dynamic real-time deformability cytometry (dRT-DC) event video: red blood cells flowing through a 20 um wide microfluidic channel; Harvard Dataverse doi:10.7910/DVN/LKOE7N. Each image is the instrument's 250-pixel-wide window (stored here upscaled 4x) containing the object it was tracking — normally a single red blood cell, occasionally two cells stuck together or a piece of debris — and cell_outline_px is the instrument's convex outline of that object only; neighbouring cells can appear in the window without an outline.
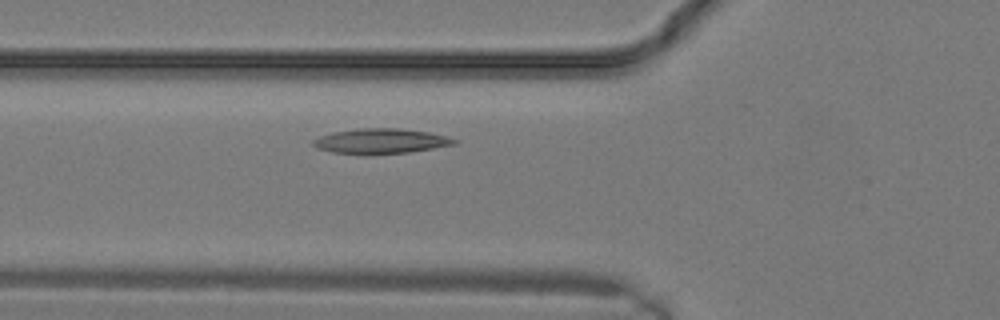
{"species": "common noctule bat (a hibernating species)", "species_latin": "Nyctalus noctula", "temperature_condition": "warm", "stored_images_in_passage": 14, "camera_frame_rate_fps": 3000, "um_per_image_px": 0.085, "animal": {"sex": "male", "body_mass_g": 19.2, "forearm_length_mm": 51.8}, "frame": {"image": 1, "passage_image": 6, "time_ms": 1.667, "image_size_px": [1000, 320], "cell_outline_px": [[444, 140], [440, 144], [424, 148], [396, 152], [344, 152], [352, 132], [416, 132], [432, 136]], "centroid_in_image_um": [33.11, 12.05], "position_along_channel_um": 92.7, "area_um2": 11.73}}
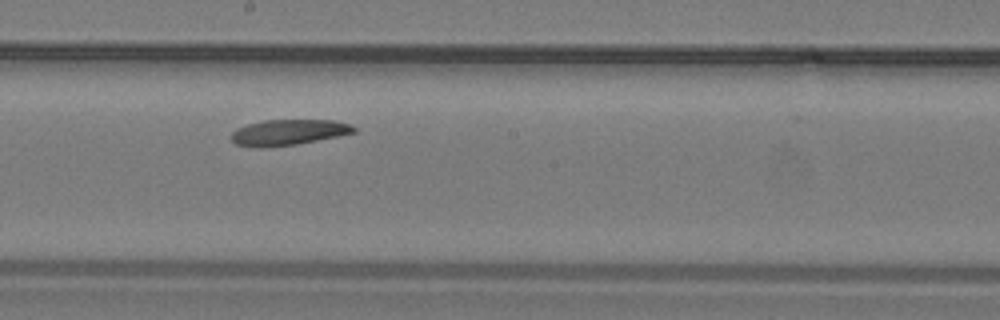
{"frame": {"image": 2, "passage_image": 11, "time_ms": 3.333, "image_size_px": [1000, 320], "cell_outline_px": [[352, 128], [348, 132], [308, 140], [284, 144], [244, 144], [236, 140], [236, 136], [240, 132], [264, 124], [292, 120], [296, 120], [340, 124]], "centroid_in_image_um": [24.62, 11.24], "position_along_channel_um": 223.6, "area_um2": 13.58}}
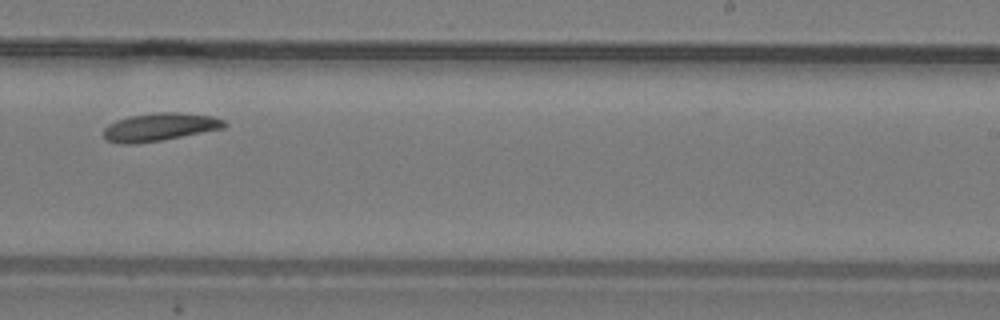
{"frame": {"image": 3, "passage_image": 13, "time_ms": 4.0, "image_size_px": [1000, 320], "cell_outline_px": [[220, 124], [208, 128], [172, 136], [152, 140], [116, 140], [108, 136], [108, 132], [128, 120], [148, 116], [196, 116], [216, 120]], "centroid_in_image_um": [13.56, 10.82], "position_along_channel_um": 275.4, "area_um2": 13.53}}